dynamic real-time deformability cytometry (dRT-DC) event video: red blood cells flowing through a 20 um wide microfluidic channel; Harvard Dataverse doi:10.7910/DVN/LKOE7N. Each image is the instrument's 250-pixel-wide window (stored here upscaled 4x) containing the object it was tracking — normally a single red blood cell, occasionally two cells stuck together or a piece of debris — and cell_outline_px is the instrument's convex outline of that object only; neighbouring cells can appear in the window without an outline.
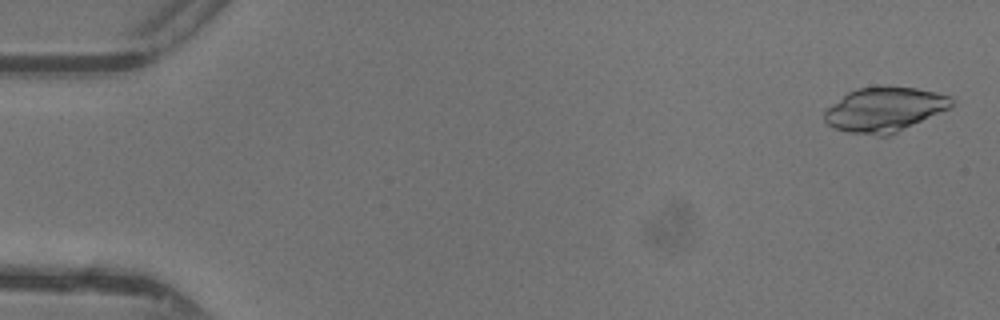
{"species": "common noctule bat (a hibernating species)", "species_latin": "Nyctalus noctula", "temperature_condition": "warm", "stored_images_in_passage": 47, "camera_frame_rate_fps": 3000, "um_per_image_px": 0.085, "animal": {"sex": "female"}, "frame": {"image": 1, "passage_image": 2, "time_ms": 0.333, "image_size_px": [1000, 320], "cell_outline_px": [[952, 104], [948, 108], [888, 136], [880, 136], [848, 132], [832, 128], [824, 120], [824, 112], [832, 104], [848, 92], [856, 88], [916, 88], [936, 92], [952, 96]], "centroid_in_image_um": [75.14, 9.33], "position_along_channel_um": 9.9, "area_um2": 32.19}}
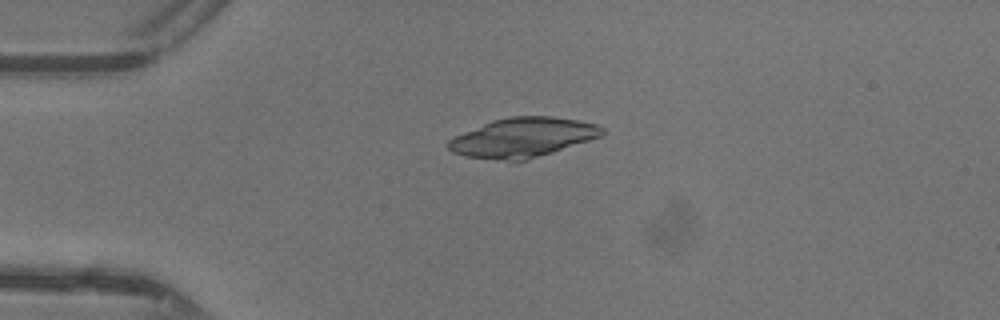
{"frame": {"image": 2, "passage_image": 12, "time_ms": 3.667, "image_size_px": [1000, 320], "cell_outline_px": [[604, 132], [600, 136], [528, 160], [512, 164], [464, 156], [452, 152], [448, 148], [448, 140], [464, 132], [492, 120], [508, 116], [552, 116], [576, 120], [596, 124], [604, 128]], "centroid_in_image_um": [44.38, 11.72], "position_along_channel_um": 40.6, "area_um2": 35.66}}